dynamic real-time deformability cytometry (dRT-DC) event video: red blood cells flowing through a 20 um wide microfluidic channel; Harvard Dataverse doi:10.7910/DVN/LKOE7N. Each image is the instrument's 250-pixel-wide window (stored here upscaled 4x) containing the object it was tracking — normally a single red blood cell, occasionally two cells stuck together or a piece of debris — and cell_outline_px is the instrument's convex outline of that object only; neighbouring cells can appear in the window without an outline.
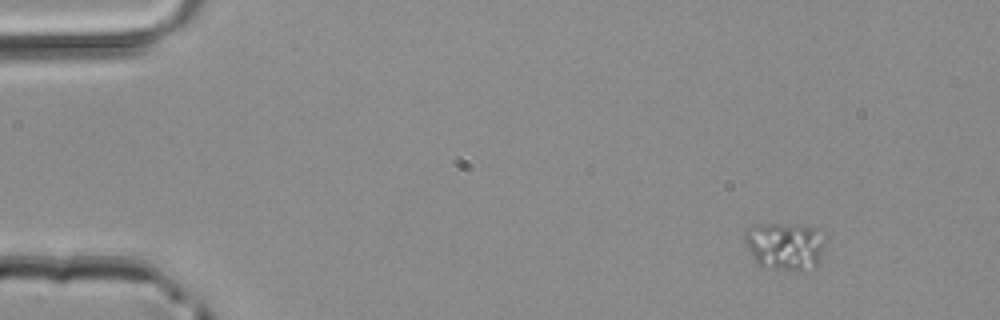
{"species": "common noctule bat (a hibernating species)", "species_latin": "Nyctalus noctula", "temperature_condition": "room temperature", "stored_images_in_passage": 4, "segment_of_instrument_passage": [1, 2], "camera_frame_rate_fps": 3000, "um_per_image_px": 0.085, "animal": {"sex": "male", "body_mass_g": 20.4}, "frame": {"image": 1, "passage_image": 1, "time_ms": 0.0, "image_size_px": [1000, 320], "cell_outline_px": [[828, 236], [820, 260], [816, 268], [800, 272], [760, 268], [756, 264], [744, 240], [744, 232], [752, 224], [800, 224], [816, 228]], "centroid_in_image_um": [66.77, 20.94], "position_along_channel_um": 18.2, "area_um2": 23.64}}
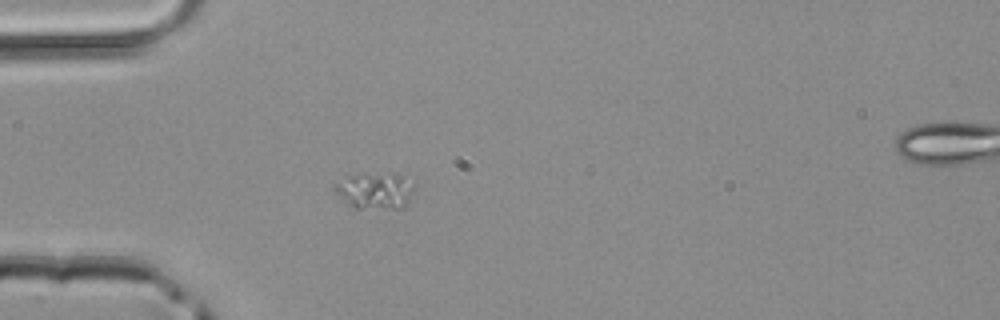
{"frame": {"image": 2, "passage_image": 3, "time_ms": 0.667, "image_size_px": [1000, 320], "cell_outline_px": [[408, 204], [404, 208], [352, 208], [332, 188], [332, 184], [348, 176], [364, 172], [392, 172], [400, 176], [408, 184]], "centroid_in_image_um": [31.74, 16.19], "position_along_channel_um": 53.3, "area_um2": 16.53}}